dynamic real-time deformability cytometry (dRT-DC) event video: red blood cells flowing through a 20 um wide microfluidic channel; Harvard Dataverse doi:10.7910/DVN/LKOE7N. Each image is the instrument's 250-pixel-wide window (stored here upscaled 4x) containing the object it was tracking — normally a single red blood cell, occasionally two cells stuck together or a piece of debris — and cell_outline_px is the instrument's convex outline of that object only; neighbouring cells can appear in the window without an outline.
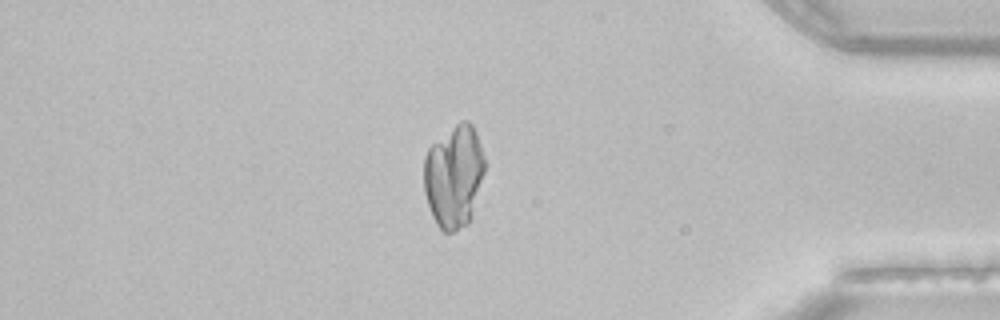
{"species": "common noctule bat (a hibernating species)", "species_latin": "Nyctalus noctula", "temperature_condition": "room temperature", "stored_images_in_passage": 44, "camera_frame_rate_fps": 3000, "um_per_image_px": 0.085, "animal": {"sex": "female", "body_mass_g": 22.7, "forearm_length_mm": 54.2}, "frame": {"image": 1, "passage_image": 38, "time_ms": 12.333, "image_size_px": [1000, 320], "cell_outline_px": [[484, 172], [472, 216], [468, 224], [456, 232], [444, 232], [436, 224], [432, 216], [424, 192], [424, 156], [428, 148], [432, 144], [460, 120], [468, 120], [472, 124], [476, 132], [484, 156]], "centroid_in_image_um": [38.58, 14.99], "position_along_channel_um": 396.6, "area_um2": 36.59}}